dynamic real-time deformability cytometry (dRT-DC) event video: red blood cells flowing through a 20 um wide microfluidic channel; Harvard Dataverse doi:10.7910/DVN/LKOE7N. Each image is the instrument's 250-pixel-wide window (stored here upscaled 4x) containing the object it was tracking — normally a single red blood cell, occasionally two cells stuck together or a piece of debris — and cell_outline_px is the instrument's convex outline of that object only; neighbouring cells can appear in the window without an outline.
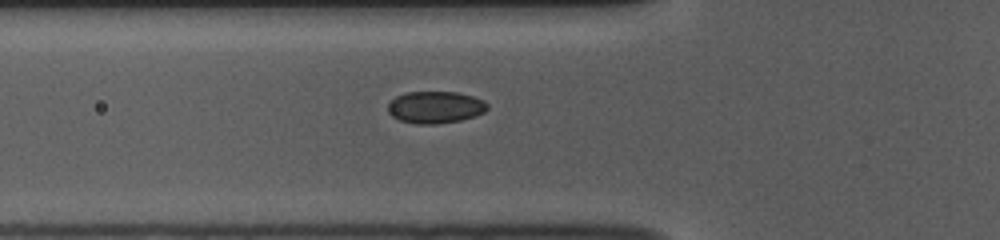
{"species": "common noctule bat (a hibernating species)", "species_latin": "Nyctalus noctula", "temperature_condition": "room temperature", "stored_images_in_passage": 33, "camera_frame_rate_fps": 3000, "um_per_image_px": 0.085, "animal": {"sex": "female", "body_mass_g": 10.0, "forearm_length_mm": 53.1}, "frame": {"image": 1, "passage_image": 2, "time_ms": 0.333, "image_size_px": [1000, 240], "cell_outline_px": [[488, 108], [484, 112], [476, 116], [460, 120], [436, 124], [416, 124], [400, 120], [392, 116], [388, 112], [388, 104], [396, 96], [408, 92], [456, 92], [472, 96], [484, 100], [488, 104]], "centroid_in_image_um": [37.01, 9.12], "position_along_channel_um": 88.8, "area_um2": 18.55}}
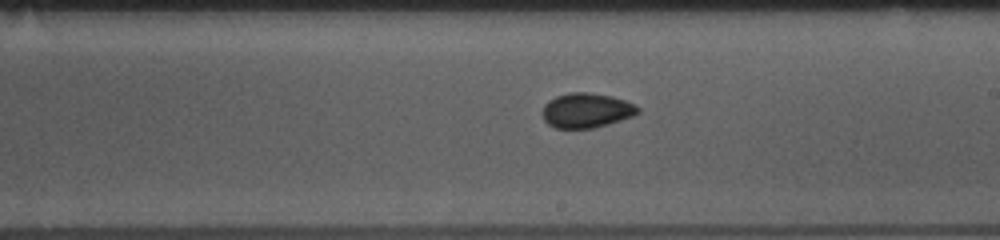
{"frame": {"image": 2, "passage_image": 14, "time_ms": 4.333, "image_size_px": [1000, 240], "cell_outline_px": [[640, 112], [632, 116], [608, 124], [592, 128], [556, 128], [548, 124], [544, 120], [544, 104], [548, 100], [556, 96], [568, 92], [588, 92], [612, 96], [636, 104], [640, 108]], "centroid_in_image_um": [49.86, 9.37], "position_along_channel_um": 239.1, "area_um2": 19.31}}
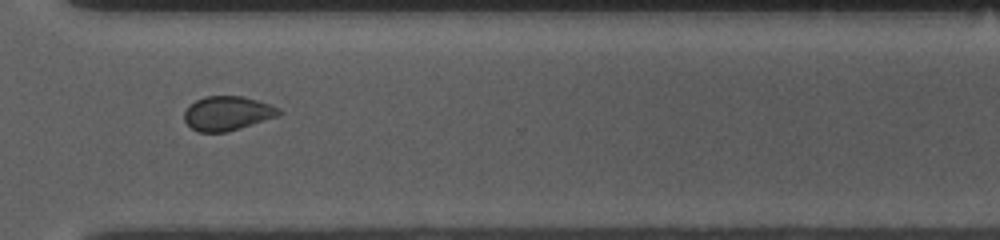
{"frame": {"image": 3, "passage_image": 23, "time_ms": 7.333, "image_size_px": [1000, 240], "cell_outline_px": [[280, 116], [240, 128], [224, 132], [200, 132], [192, 128], [184, 120], [184, 112], [188, 104], [204, 96], [244, 96], [280, 108]], "centroid_in_image_um": [19.31, 9.62], "position_along_channel_um": 351.3, "area_um2": 18.9}}